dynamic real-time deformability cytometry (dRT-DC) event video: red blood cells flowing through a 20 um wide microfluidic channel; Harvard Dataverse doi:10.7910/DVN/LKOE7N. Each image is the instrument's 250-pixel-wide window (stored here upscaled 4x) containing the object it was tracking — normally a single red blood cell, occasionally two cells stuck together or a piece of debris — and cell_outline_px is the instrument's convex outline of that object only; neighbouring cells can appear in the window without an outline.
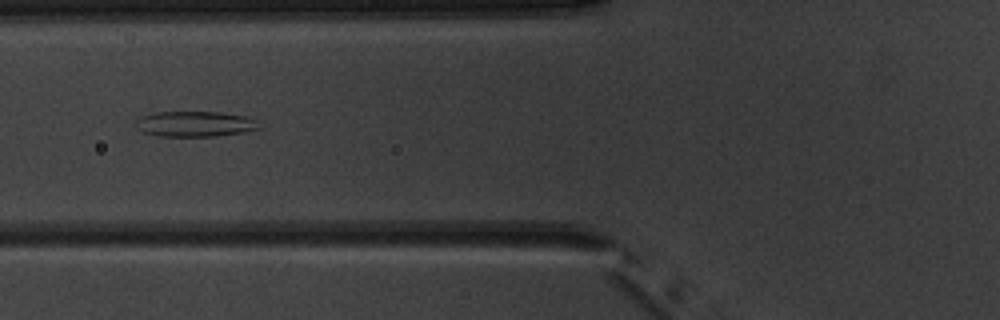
{"species": "common noctule bat (a hibernating species)", "species_latin": "Nyctalus noctula", "temperature_condition": "warm", "stored_images_in_passage": 8, "camera_frame_rate_fps": 3000, "um_per_image_px": 0.085, "animal": {"sex": "male", "body_mass_g": 20.1, "forearm_length_mm": 53.5}, "frame": {"image": 1, "passage_image": 4, "time_ms": 4.667, "image_size_px": [1000, 320], "cell_outline_px": [[260, 128], [244, 132], [216, 136], [156, 136], [140, 132], [136, 128], [136, 120], [140, 116], [152, 112], [220, 112], [248, 116], [256, 120]], "centroid_in_image_um": [16.52, 10.53], "position_along_channel_um": 109.3, "area_um2": 18.55}}
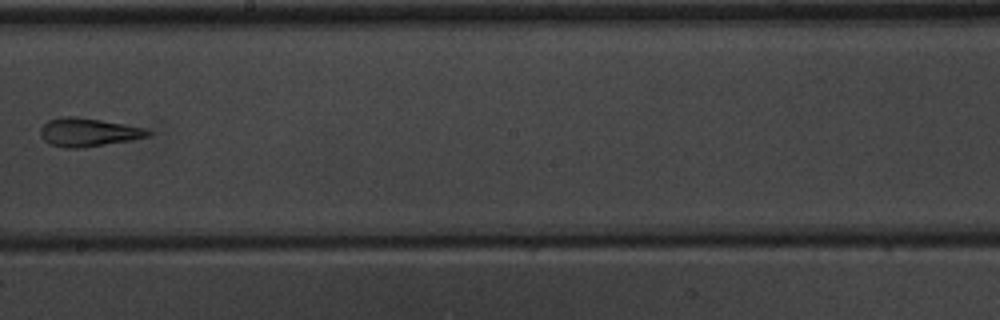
{"frame": {"image": 2, "passage_image": 7, "time_ms": 8.0, "image_size_px": [1000, 320], "cell_outline_px": [[152, 132], [148, 136], [132, 140], [84, 148], [64, 148], [52, 144], [44, 140], [40, 136], [40, 128], [48, 120], [60, 116], [76, 116], [124, 124], [144, 128]], "centroid_in_image_um": [7.47, 11.24], "position_along_channel_um": 240.7, "area_um2": 17.86}}
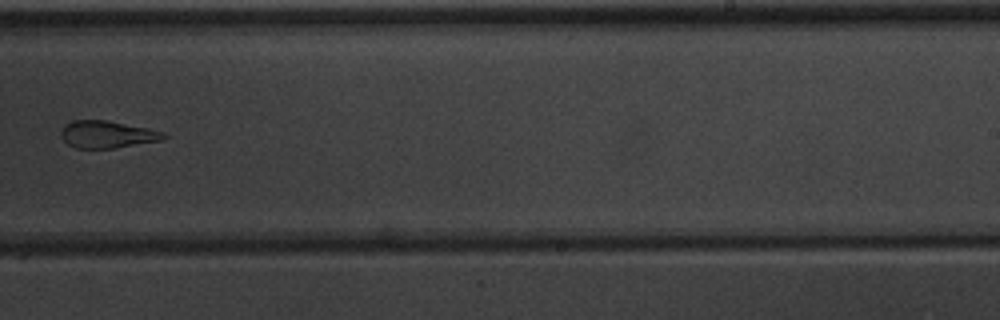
{"frame": {"image": 3, "passage_image": 8, "time_ms": 9.0, "image_size_px": [1000, 320], "cell_outline_px": [[168, 136], [160, 140], [112, 148], [76, 148], [68, 144], [60, 136], [60, 132], [64, 124], [72, 120], [104, 120], [148, 128], [164, 132]], "centroid_in_image_um": [9.06, 11.41], "position_along_channel_um": 279.9, "area_um2": 16.13}}